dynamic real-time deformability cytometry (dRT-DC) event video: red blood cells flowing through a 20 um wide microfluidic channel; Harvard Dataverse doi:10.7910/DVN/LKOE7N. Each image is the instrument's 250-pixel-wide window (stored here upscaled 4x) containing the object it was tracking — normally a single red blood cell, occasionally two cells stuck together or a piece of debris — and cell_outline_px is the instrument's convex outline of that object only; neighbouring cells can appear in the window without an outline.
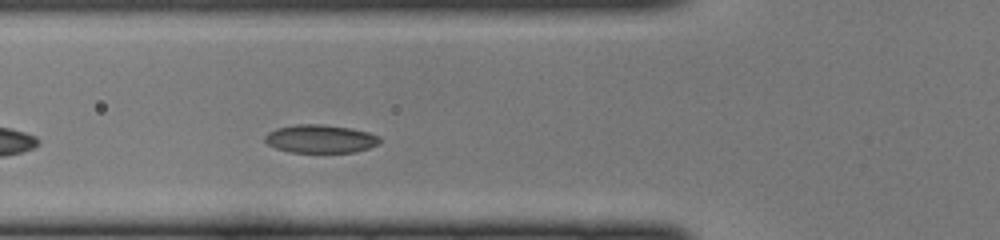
{"species": "common noctule bat (a hibernating species)", "species_latin": "Nyctalus noctula", "temperature_condition": "cold", "stored_images_in_passage": 35, "camera_frame_rate_fps": 3000, "um_per_image_px": 0.085, "animal": {"sex": "female", "body_mass_g": 22.0, "forearm_length_mm": 56.7}, "frame": {"image": 1, "passage_image": 6, "time_ms": 1.667, "image_size_px": [1000, 240], "cell_outline_px": [[380, 144], [356, 152], [288, 152], [276, 148], [268, 144], [264, 140], [264, 136], [268, 132], [276, 128], [296, 124], [320, 124], [352, 128], [368, 132], [380, 136]], "centroid_in_image_um": [27.24, 11.8], "position_along_channel_um": 98.6, "area_um2": 19.02}}
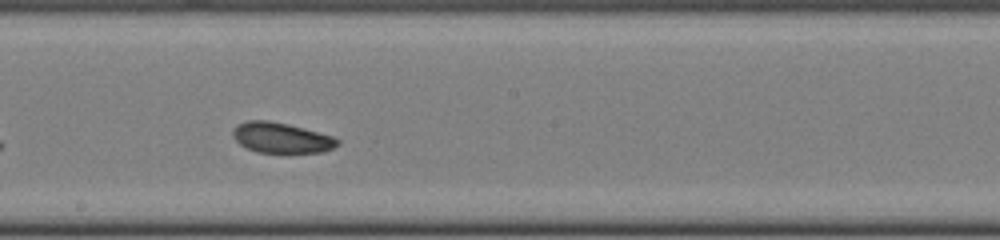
{"frame": {"image": 2, "passage_image": 15, "time_ms": 4.667, "image_size_px": [1000, 240], "cell_outline_px": [[340, 144], [324, 152], [256, 152], [240, 144], [232, 136], [232, 132], [236, 124], [248, 120], [268, 120], [288, 124], [332, 136], [340, 140]], "centroid_in_image_um": [23.9, 11.7], "position_along_channel_um": 224.3, "area_um2": 18.44}}
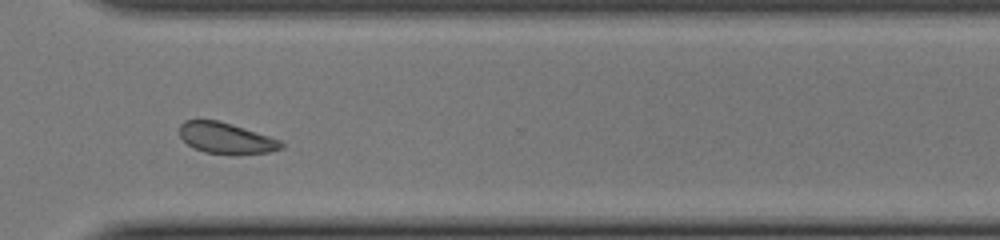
{"frame": {"image": 3, "passage_image": 24, "time_ms": 7.667, "image_size_px": [1000, 240], "cell_outline_px": [[284, 148], [268, 152], [204, 152], [192, 148], [180, 136], [180, 124], [184, 120], [220, 120], [280, 140], [284, 144]], "centroid_in_image_um": [19.17, 11.7], "position_along_channel_um": 351.4, "area_um2": 17.74}}